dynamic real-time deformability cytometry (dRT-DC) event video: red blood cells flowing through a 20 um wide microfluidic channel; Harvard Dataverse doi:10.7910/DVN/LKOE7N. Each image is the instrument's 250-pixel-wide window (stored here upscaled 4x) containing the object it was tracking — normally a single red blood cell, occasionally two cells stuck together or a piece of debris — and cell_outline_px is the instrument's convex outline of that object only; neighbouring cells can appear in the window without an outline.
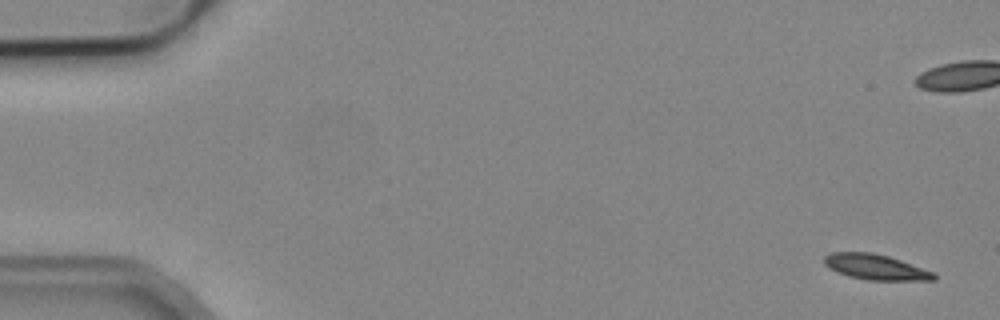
{"species": "common noctule bat (a hibernating species)", "species_latin": "Nyctalus noctula", "temperature_condition": "cold", "stored_images_in_passage": 53, "camera_frame_rate_fps": 3000, "um_per_image_px": 0.085, "animal": {"sex": "male", "body_mass_g": 19.2, "forearm_length_mm": 51.8}, "frame": {"image": 1, "passage_image": 1, "time_ms": 0.0, "image_size_px": [1000, 320], "cell_outline_px": [[936, 280], [868, 280], [848, 276], [828, 268], [824, 264], [824, 256], [832, 252], [872, 252], [888, 256], [936, 272]], "centroid_in_image_um": [74.43, 22.7], "position_along_channel_um": 10.6, "area_um2": 16.3}}
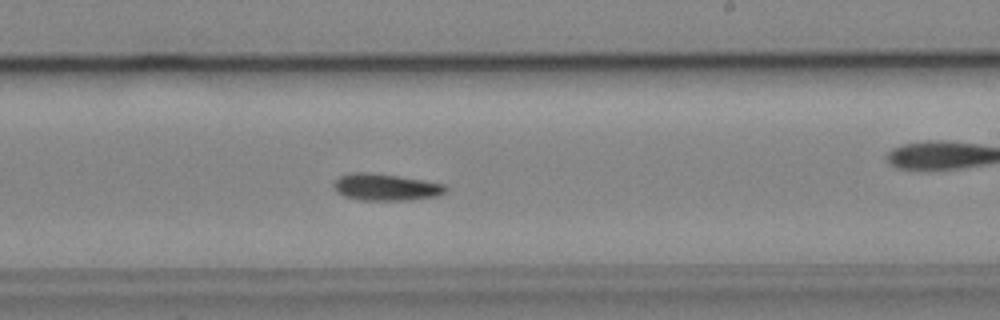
{"frame": {"image": 2, "passage_image": 31, "time_ms": 10.0, "image_size_px": [1000, 320], "cell_outline_px": [[448, 188], [444, 192], [436, 196], [404, 200], [360, 200], [344, 196], [336, 192], [332, 184], [340, 176], [352, 172], [368, 172], [424, 180], [444, 184]], "centroid_in_image_um": [32.75, 15.9], "position_along_channel_um": 256.3, "area_um2": 17.34}}